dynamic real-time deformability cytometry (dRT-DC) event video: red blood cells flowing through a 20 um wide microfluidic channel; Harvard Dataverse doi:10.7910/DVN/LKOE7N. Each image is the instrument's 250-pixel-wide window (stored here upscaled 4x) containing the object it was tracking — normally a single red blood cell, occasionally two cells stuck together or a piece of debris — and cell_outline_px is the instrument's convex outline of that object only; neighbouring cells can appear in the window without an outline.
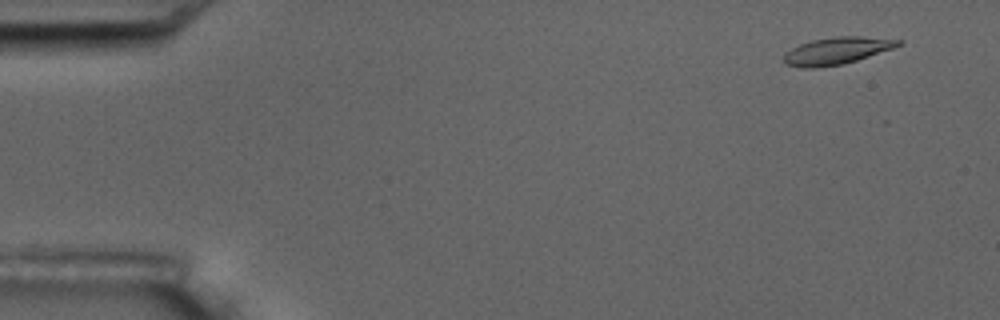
{"species": "common noctule bat (a hibernating species)", "species_latin": "Nyctalus noctula", "temperature_condition": "room temperature", "stored_images_in_passage": 16, "camera_frame_rate_fps": 3000, "um_per_image_px": 0.085, "animal": {"sex": "male", "body_mass_g": 17.5, "forearm_length_mm": 52.3}, "frame": {"image": 1, "passage_image": 1, "time_ms": 0.0, "image_size_px": [1000, 320], "cell_outline_px": [[904, 40], [900, 44], [892, 48], [856, 60], [840, 64], [812, 68], [800, 68], [784, 64], [784, 52], [800, 44], [812, 40], [832, 36], [860, 36]], "centroid_in_image_um": [71.07, 4.31], "position_along_channel_um": 13.9, "area_um2": 17.92}}
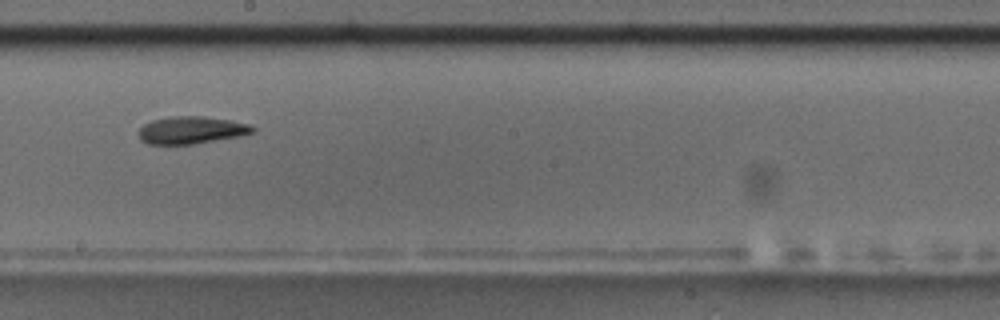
{"frame": {"image": 2, "passage_image": 9, "time_ms": 9.333, "image_size_px": [1000, 320], "cell_outline_px": [[256, 132], [240, 136], [192, 144], [148, 144], [140, 140], [136, 132], [144, 124], [152, 120], [168, 116], [204, 116], [232, 120], [248, 124], [256, 128]], "centroid_in_image_um": [16.25, 11.05], "position_along_channel_um": 232.0, "area_um2": 18.44}}
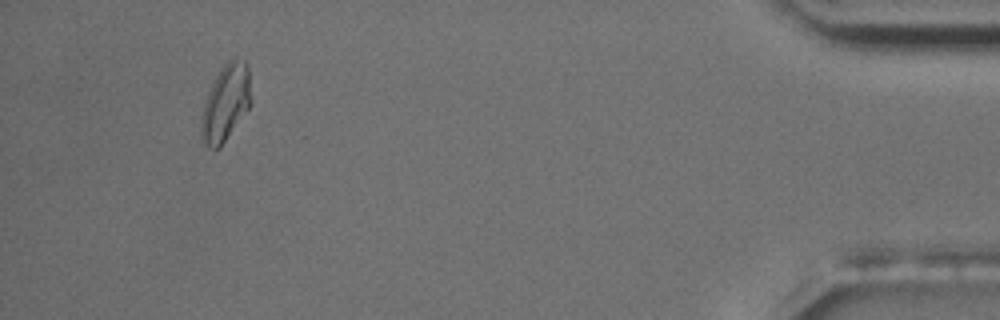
{"frame": {"image": 3, "passage_image": 15, "time_ms": 16.333, "image_size_px": [1000, 320], "cell_outline_px": [[252, 104], [220, 148], [212, 148], [204, 144], [200, 136], [200, 116], [204, 100], [220, 68], [232, 56], [236, 56], [244, 60], [248, 64], [252, 100]], "centroid_in_image_um": [19.19, 8.71], "position_along_channel_um": 416.0, "area_um2": 22.83}, "authors_computed_cell_mechanics": {"area_um2": 18.2937, "velocity_mm_per_s": 3.5862, "shape_relaxation_time_tau1_ms": 3.8746, "shape_relaxation_time_tau2_ms": 5.4026, "deformation_change_tau1": 0.1012, "deformation_change_tau2": 0.1167}}